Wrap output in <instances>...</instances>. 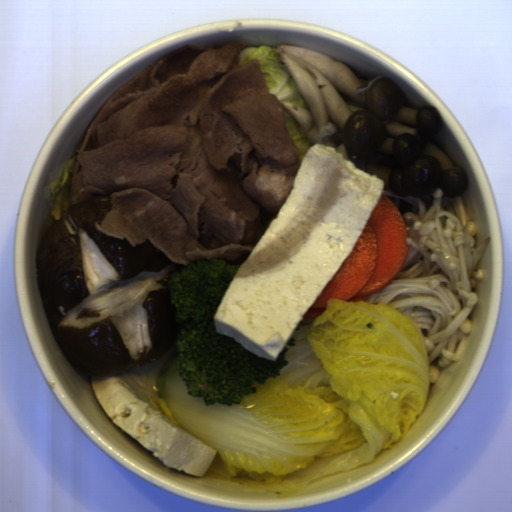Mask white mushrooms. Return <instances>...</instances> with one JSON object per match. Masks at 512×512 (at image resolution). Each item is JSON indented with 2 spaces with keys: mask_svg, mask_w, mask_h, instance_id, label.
Segmentation results:
<instances>
[{
  "mask_svg": "<svg viewBox=\"0 0 512 512\" xmlns=\"http://www.w3.org/2000/svg\"><path fill=\"white\" fill-rule=\"evenodd\" d=\"M273 56L308 106L280 101L312 147L337 149L402 198L418 199L437 188L448 199L465 193L468 175L433 142L444 126L437 108L411 109L401 87L386 75L357 78L343 62L313 49L280 43Z\"/></svg>",
  "mask_w": 512,
  "mask_h": 512,
  "instance_id": "obj_1",
  "label": "white mushrooms"
}]
</instances>
